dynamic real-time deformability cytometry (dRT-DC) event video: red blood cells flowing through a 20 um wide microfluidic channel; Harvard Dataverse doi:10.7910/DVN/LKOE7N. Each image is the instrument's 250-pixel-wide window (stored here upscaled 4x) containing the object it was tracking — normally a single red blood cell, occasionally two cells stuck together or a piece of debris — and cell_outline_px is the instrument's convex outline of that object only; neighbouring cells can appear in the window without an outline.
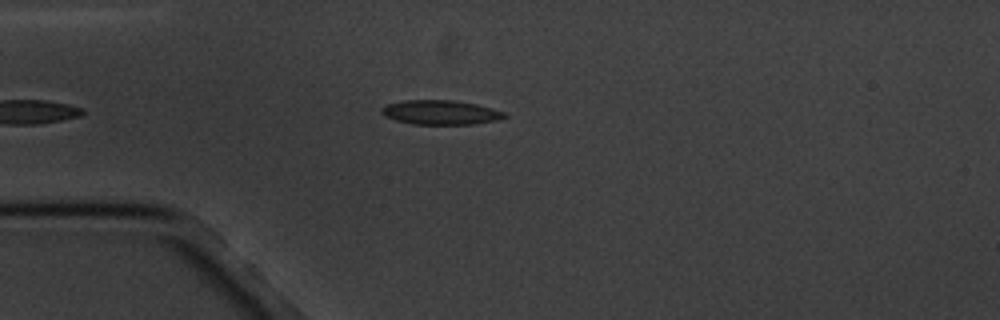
{"species": "common noctule bat (a hibernating species)", "species_latin": "Nyctalus noctula", "temperature_condition": "cold", "stored_images_in_passage": 4, "camera_frame_rate_fps": 3000, "um_per_image_px": 0.085, "animal": {"sex": "male", "body_mass_g": 20.1, "forearm_length_mm": 53.5}, "frame": {"image": 1, "passage_image": 4, "time_ms": 4.333, "image_size_px": [1000, 320], "cell_outline_px": [[508, 116], [496, 120], [472, 124], [412, 124], [396, 120], [384, 116], [380, 112], [380, 108], [388, 104], [404, 100], [452, 100], [476, 104], [504, 112]], "centroid_in_image_um": [37.4, 9.55], "position_along_channel_um": 47.6, "area_um2": 17.34}}